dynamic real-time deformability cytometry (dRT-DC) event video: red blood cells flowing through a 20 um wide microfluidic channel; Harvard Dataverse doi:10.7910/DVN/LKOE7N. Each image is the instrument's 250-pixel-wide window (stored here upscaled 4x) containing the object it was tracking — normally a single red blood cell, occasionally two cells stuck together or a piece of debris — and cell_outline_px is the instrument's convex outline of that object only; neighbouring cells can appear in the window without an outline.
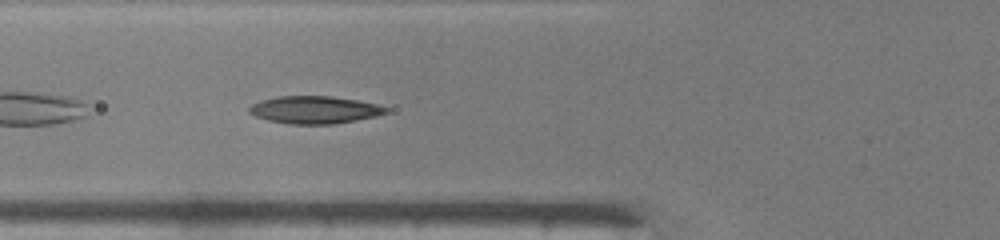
{"species": "common noctule bat (a hibernating species)", "species_latin": "Nyctalus noctula", "temperature_condition": "warm", "stored_images_in_passage": 49, "camera_frame_rate_fps": 3000, "um_per_image_px": 0.085, "animal": {"sex": "male", "body_mass_g": 19.0, "forearm_length_mm": 50.8}, "frame": {"image": 1, "passage_image": 19, "time_ms": 6.0, "image_size_px": [1000, 240], "cell_outline_px": [[388, 112], [376, 116], [356, 120], [332, 124], [288, 124], [268, 120], [256, 116], [248, 112], [248, 108], [252, 104], [260, 100], [276, 96], [332, 96], [356, 100], [376, 104], [388, 108]], "centroid_in_image_um": [26.7, 9.33], "position_along_channel_um": 99.1, "area_um2": 21.91}}
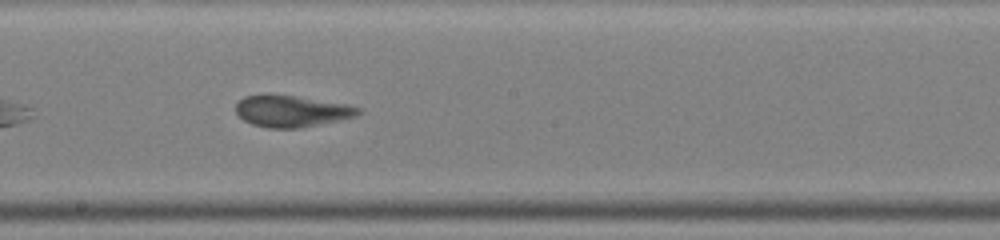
{"frame": {"image": 2, "passage_image": 28, "time_ms": 9.0, "image_size_px": [1000, 240], "cell_outline_px": [[364, 112], [356, 116], [340, 120], [300, 128], [268, 128], [252, 124], [244, 120], [236, 112], [236, 104], [244, 96], [296, 96], [348, 104], [364, 108]], "centroid_in_image_um": [24.88, 9.47], "position_along_channel_um": 223.3, "area_um2": 22.31}}
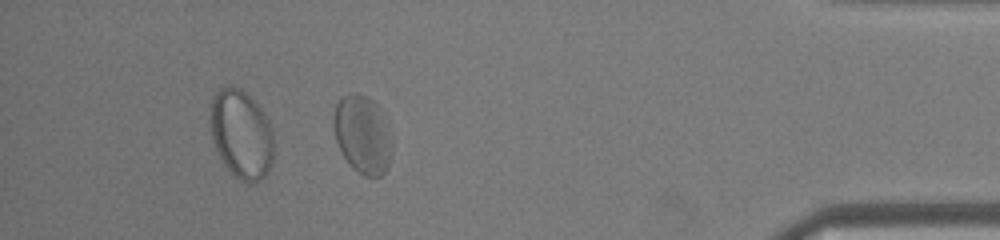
{"frame": {"image": 3, "passage_image": 44, "time_ms": 14.333, "image_size_px": [1000, 240], "cell_outline_px": [[392, 152], [388, 168], [380, 176], [364, 176], [340, 152], [336, 140], [332, 120], [332, 116], [336, 104], [348, 92], [352, 92], [368, 96], [380, 108], [392, 144]], "centroid_in_image_um": [30.8, 11.4], "position_along_channel_um": 404.4, "area_um2": 26.36}}